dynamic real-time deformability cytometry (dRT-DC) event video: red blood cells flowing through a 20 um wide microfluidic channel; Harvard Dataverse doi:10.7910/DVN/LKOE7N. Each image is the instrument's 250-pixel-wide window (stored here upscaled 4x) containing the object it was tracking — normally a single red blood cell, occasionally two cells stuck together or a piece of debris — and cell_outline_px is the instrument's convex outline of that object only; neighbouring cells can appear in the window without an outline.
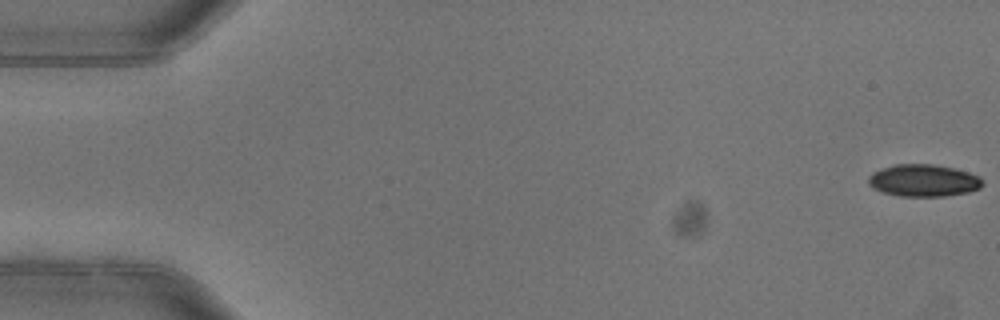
{"species": "common noctule bat (a hibernating species)", "species_latin": "Nyctalus noctula", "temperature_condition": "warm", "stored_images_in_passage": 4, "camera_frame_rate_fps": 3000, "um_per_image_px": 0.085, "animal": {"sex": "female"}, "frame": {"image": 1, "passage_image": 1, "time_ms": 0.0, "image_size_px": [1000, 320], "cell_outline_px": [[984, 184], [980, 188], [968, 192], [944, 196], [900, 196], [884, 192], [872, 188], [868, 184], [868, 176], [872, 172], [880, 168], [896, 164], [932, 164], [952, 168], [968, 172], [980, 176], [984, 180]], "centroid_in_image_um": [78.49, 15.34], "position_along_channel_um": 6.5, "area_um2": 21.5}}
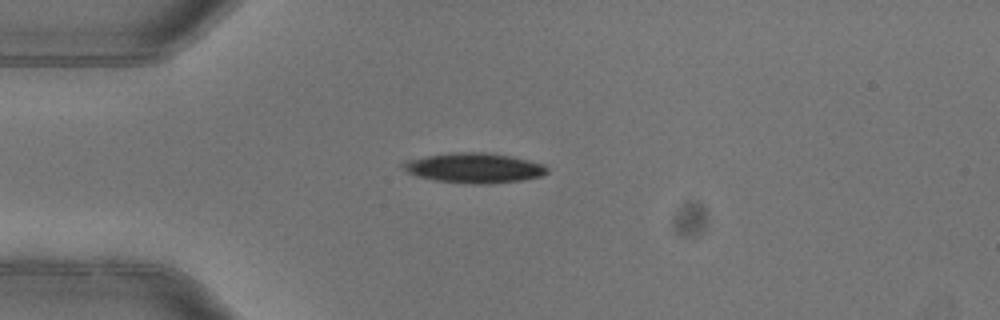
{"frame": {"image": 2, "passage_image": 4, "time_ms": 1.0, "image_size_px": [1000, 320], "cell_outline_px": [[548, 172], [544, 176], [520, 180], [492, 184], [472, 184], [436, 180], [416, 176], [408, 172], [400, 164], [404, 160], [452, 152], [488, 152], [512, 156], [544, 164], [548, 168]], "centroid_in_image_um": [40.33, 14.27], "position_along_channel_um": 44.7, "area_um2": 25.32}}